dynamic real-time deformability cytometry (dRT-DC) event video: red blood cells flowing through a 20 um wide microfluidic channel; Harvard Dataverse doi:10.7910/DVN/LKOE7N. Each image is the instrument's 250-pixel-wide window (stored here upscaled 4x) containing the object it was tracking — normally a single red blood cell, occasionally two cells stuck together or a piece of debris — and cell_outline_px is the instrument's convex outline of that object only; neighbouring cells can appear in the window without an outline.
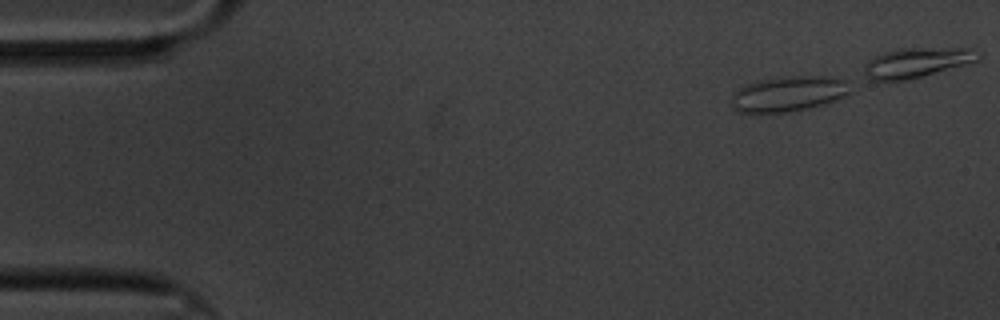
{"species": "common noctule bat (a hibernating species)", "species_latin": "Nyctalus noctula", "temperature_condition": "cold", "stored_images_in_passage": 25, "camera_frame_rate_fps": 3000, "um_per_image_px": 0.085, "animal": {"sex": "male", "body_mass_g": 20.1, "forearm_length_mm": 53.5}, "frame": {"image": 1, "passage_image": 1, "time_ms": 0.0, "image_size_px": [1000, 320], "cell_outline_px": [[848, 92], [844, 96], [824, 104], [808, 108], [788, 112], [736, 112], [732, 104], [732, 92], [744, 84], [760, 80], [780, 76], [832, 76], [848, 80]], "centroid_in_image_um": [66.99, 7.95], "position_along_channel_um": 18.0, "area_um2": 24.57}}
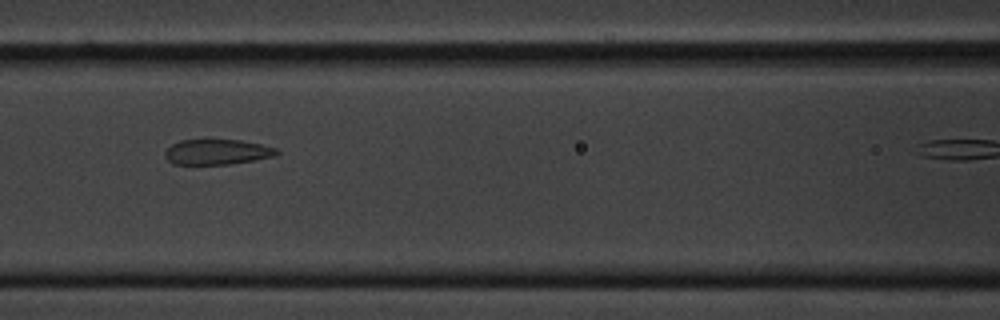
{"frame": {"image": 2, "passage_image": 21, "time_ms": 6.667, "image_size_px": [1000, 320], "cell_outline_px": [[280, 152], [276, 156], [256, 160], [232, 164], [172, 164], [164, 156], [164, 152], [172, 144], [180, 140], [240, 140], [260, 144], [276, 148]], "centroid_in_image_um": [18.47, 12.92], "position_along_channel_um": 148.1, "area_um2": 16.53}}
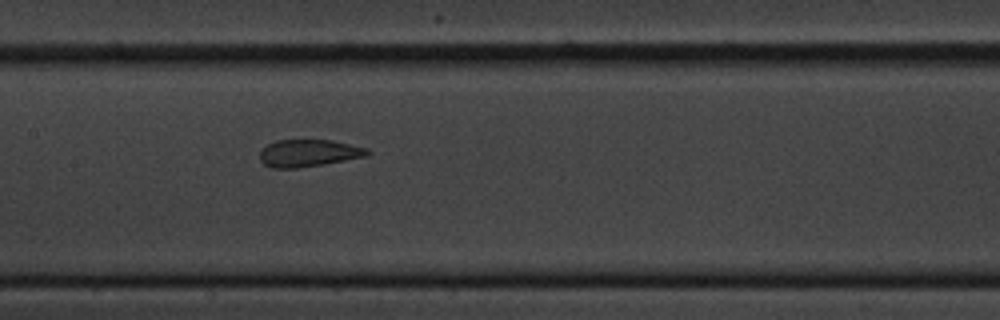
{"frame": {"image": 3, "passage_image": 24, "time_ms": 7.667, "image_size_px": [1000, 320], "cell_outline_px": [[372, 152], [368, 156], [324, 164], [296, 168], [272, 168], [264, 164], [260, 160], [260, 152], [268, 144], [276, 140], [332, 140], [368, 148]], "centroid_in_image_um": [26.27, 13.01], "position_along_channel_um": 181.1, "area_um2": 17.11}}